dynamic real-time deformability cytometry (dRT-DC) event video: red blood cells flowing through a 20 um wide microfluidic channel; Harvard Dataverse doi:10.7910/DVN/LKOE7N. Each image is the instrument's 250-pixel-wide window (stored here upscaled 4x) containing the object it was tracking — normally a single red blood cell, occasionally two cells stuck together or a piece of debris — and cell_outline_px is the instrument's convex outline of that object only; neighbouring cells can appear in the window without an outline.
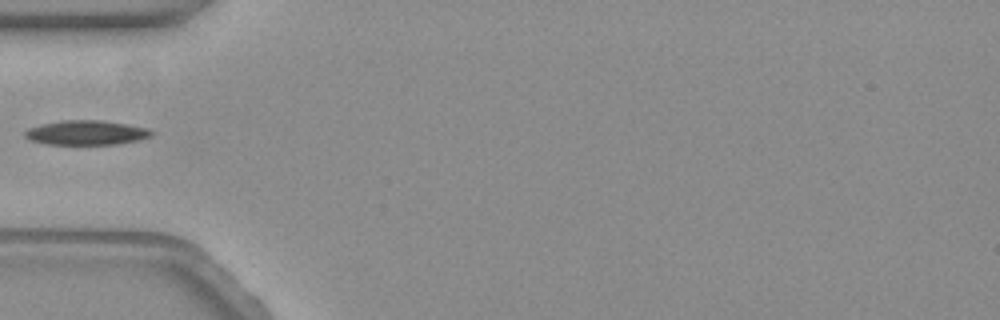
{"species": "common noctule bat (a hibernating species)", "species_latin": "Nyctalus noctula", "temperature_condition": "warm", "stored_images_in_passage": 23, "camera_frame_rate_fps": 3000, "um_per_image_px": 0.085, "animal": {"sex": "female", "body_mass_g": 19.3, "forearm_length_mm": 54.1}, "frame": {"image": 1, "passage_image": 1, "time_ms": 0.0, "image_size_px": [1000, 320], "cell_outline_px": [[156, 132], [152, 136], [140, 140], [116, 144], [44, 144], [28, 140], [24, 136], [24, 132], [28, 128], [40, 124], [60, 120], [100, 120], [128, 124], [148, 128]], "centroid_in_image_um": [7.34, 11.27], "position_along_channel_um": 77.7, "area_um2": 18.38}}
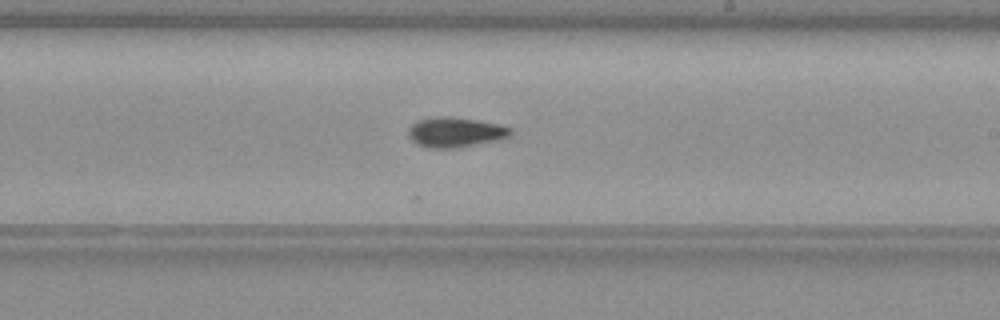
{"frame": {"image": 2, "passage_image": 16, "time_ms": 5.0, "image_size_px": [1000, 320], "cell_outline_px": [[512, 136], [500, 140], [452, 148], [428, 148], [416, 144], [408, 136], [408, 128], [416, 120], [432, 116], [448, 116], [476, 120], [496, 124], [512, 128]], "centroid_in_image_um": [38.67, 11.23], "position_along_channel_um": 250.3, "area_um2": 18.03}}